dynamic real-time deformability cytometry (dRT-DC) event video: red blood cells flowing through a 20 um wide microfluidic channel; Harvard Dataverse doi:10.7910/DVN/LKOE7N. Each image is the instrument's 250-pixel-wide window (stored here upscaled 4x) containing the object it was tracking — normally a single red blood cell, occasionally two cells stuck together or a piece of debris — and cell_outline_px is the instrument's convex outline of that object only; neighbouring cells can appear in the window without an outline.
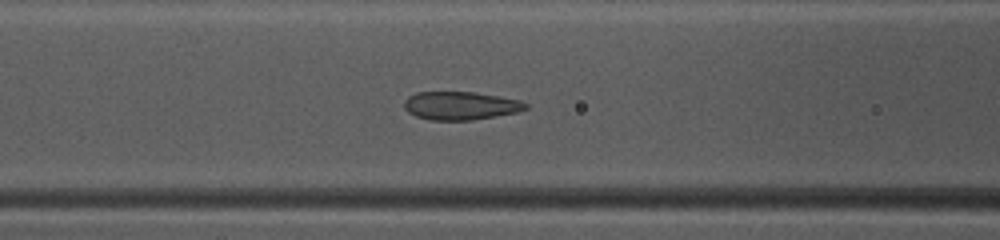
{"species": "common noctule bat (a hibernating species)", "species_latin": "Nyctalus noctula", "temperature_condition": "warm", "stored_images_in_passage": 38, "camera_frame_rate_fps": 3000, "um_per_image_px": 0.085, "animal": {"sex": "female", "body_mass_g": 10.0, "forearm_length_mm": 53.1}, "frame": {"image": 1, "passage_image": 10, "time_ms": 3.0, "image_size_px": [1000, 240], "cell_outline_px": [[528, 108], [516, 112], [472, 120], [432, 120], [416, 116], [408, 112], [404, 108], [404, 100], [408, 96], [416, 92], [472, 92], [520, 100], [528, 104]], "centroid_in_image_um": [39.11, 8.98], "position_along_channel_um": 127.5, "area_um2": 19.83}}
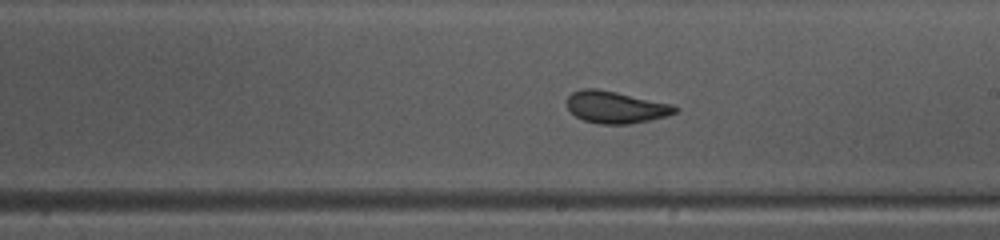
{"frame": {"image": 2, "passage_image": 18, "time_ms": 5.667, "image_size_px": [1000, 240], "cell_outline_px": [[680, 108], [676, 112], [668, 116], [628, 124], [600, 124], [584, 120], [576, 116], [568, 108], [568, 96], [572, 92], [580, 88], [596, 88], [616, 92], [672, 104]], "centroid_in_image_um": [52.35, 9.1], "position_along_channel_um": 236.7, "area_um2": 20.06}}
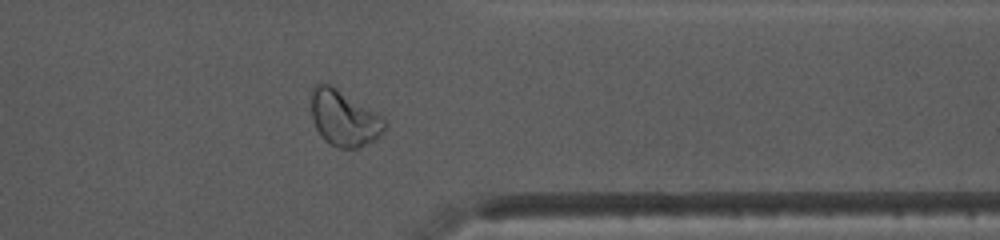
{"frame": {"image": 3, "passage_image": 29, "time_ms": 9.333, "image_size_px": [1000, 240], "cell_outline_px": [[388, 124], [384, 132], [380, 136], [356, 148], [336, 148], [324, 140], [316, 128], [312, 120], [312, 88], [320, 80], [332, 84], [376, 112]], "centroid_in_image_um": [29.22, 10.01], "position_along_channel_um": 382.2, "area_um2": 24.04}, "authors_computed_cell_mechanics": {"area_um2": 20.6346, "velocity_mm_per_s": 4.1004, "shape_relaxation_time_tau1_ms": 5.2979, "shape_relaxation_time_tau2_ms": 0.6192, "deformation_change_tau1": 0.1527, "deformation_change_tau2": 0.0422}}